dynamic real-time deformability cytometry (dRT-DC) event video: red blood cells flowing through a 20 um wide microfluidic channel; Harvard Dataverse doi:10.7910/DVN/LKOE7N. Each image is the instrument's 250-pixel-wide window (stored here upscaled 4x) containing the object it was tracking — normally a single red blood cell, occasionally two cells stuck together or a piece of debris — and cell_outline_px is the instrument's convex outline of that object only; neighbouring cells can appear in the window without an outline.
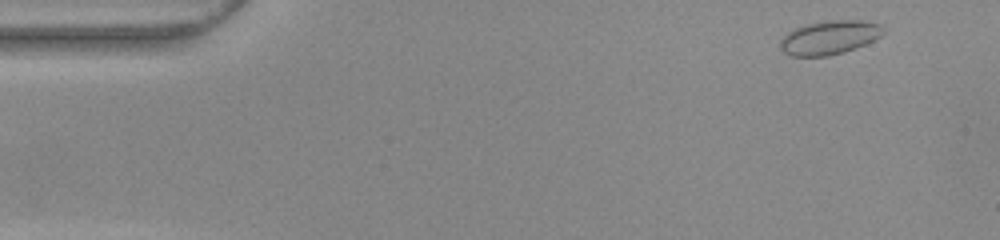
{"species": "common noctule bat (a hibernating species)", "species_latin": "Nyctalus noctula", "temperature_condition": "warm", "stored_images_in_passage": 50, "camera_frame_rate_fps": 3000, "um_per_image_px": 0.085, "animal": {"sex": "female", "body_mass_g": 22.0, "forearm_length_mm": 56.7}, "frame": {"image": 1, "passage_image": 2, "time_ms": 0.333, "image_size_px": [1000, 240], "cell_outline_px": [[884, 32], [880, 36], [856, 48], [844, 52], [828, 56], [792, 56], [784, 52], [780, 48], [780, 40], [792, 28], [804, 24], [828, 20], [860, 20], [880, 24], [884, 28]], "centroid_in_image_um": [70.47, 3.18], "position_along_channel_um": 14.5, "area_um2": 20.4}}
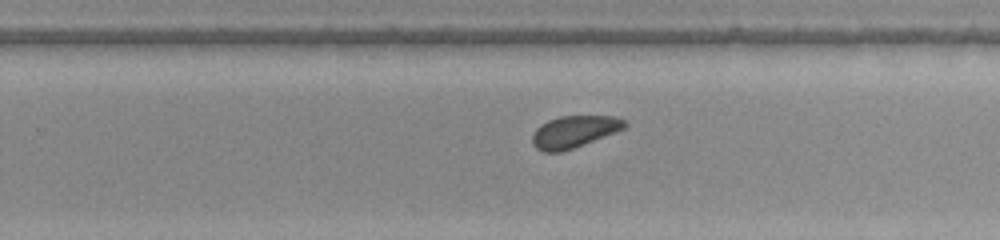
{"frame": {"image": 2, "passage_image": 31, "time_ms": 10.0, "image_size_px": [1000, 240], "cell_outline_px": [[628, 124], [624, 128], [584, 144], [560, 152], [544, 152], [536, 148], [532, 144], [532, 136], [536, 128], [540, 124], [548, 120], [560, 116], [616, 116], [624, 120]], "centroid_in_image_um": [48.77, 11.18], "position_along_channel_um": 281.0, "area_um2": 17.05}}
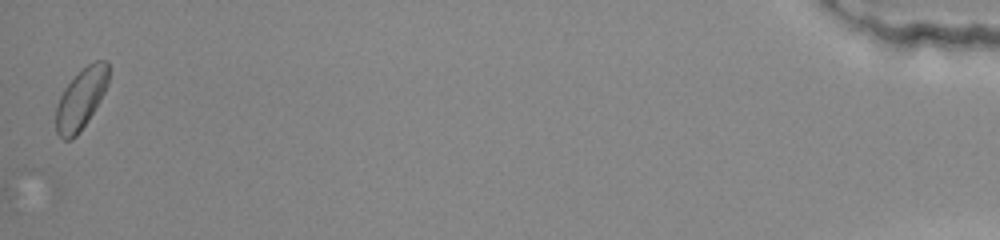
{"frame": {"image": 3, "passage_image": 50, "time_ms": 16.333, "image_size_px": [1000, 240], "cell_outline_px": [[108, 84], [100, 100], [88, 120], [80, 132], [72, 140], [64, 140], [56, 132], [56, 108], [60, 96], [64, 88], [88, 64], [96, 60], [108, 60]], "centroid_in_image_um": [6.88, 8.42], "position_along_channel_um": 428.3, "area_um2": 18.38}, "authors_computed_cell_mechanics": {"area_um2": 17.9758, "velocity_mm_per_s": 3.8784, "shape_relaxation_time_tau1_ms": 1.7356, "shape_relaxation_time_tau2_ms": null, "deformation_change_tau1": 0.0428, "deformation_change_tau2": null}}